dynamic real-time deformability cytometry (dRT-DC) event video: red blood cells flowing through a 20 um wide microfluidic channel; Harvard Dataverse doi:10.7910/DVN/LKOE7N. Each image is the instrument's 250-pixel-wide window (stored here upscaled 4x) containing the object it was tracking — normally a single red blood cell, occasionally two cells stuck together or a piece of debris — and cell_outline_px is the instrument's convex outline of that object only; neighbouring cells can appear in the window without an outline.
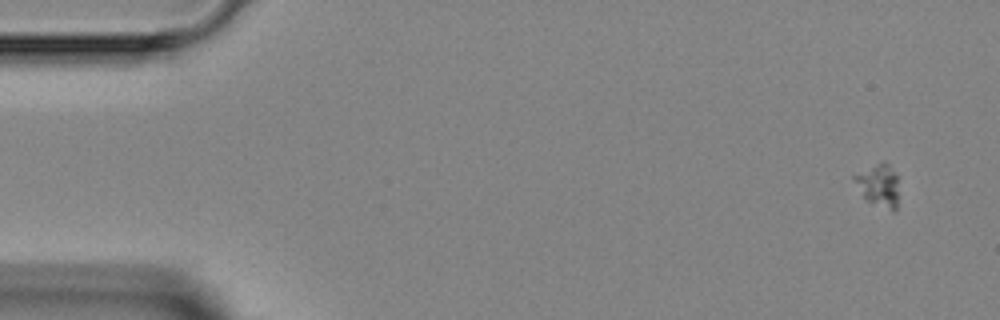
{"species": "Egyptian fruit bat (a non-hibernating species)", "species_latin": "Rousettus aegyptiacus", "temperature_condition": "room temperature", "stored_images_in_passage": 4, "camera_frame_rate_fps": 3000, "um_per_image_px": 0.085, "animal": {"sex": "female"}, "frame": {"image": 1, "passage_image": 1, "time_ms": 0.0, "image_size_px": [1000, 320], "cell_outline_px": [[896, 212], [892, 212], [868, 200], [864, 196], [852, 180], [852, 176], [884, 160], [896, 172]], "centroid_in_image_um": [74.67, 15.74], "position_along_channel_um": 10.3, "area_um2": 10.64}}
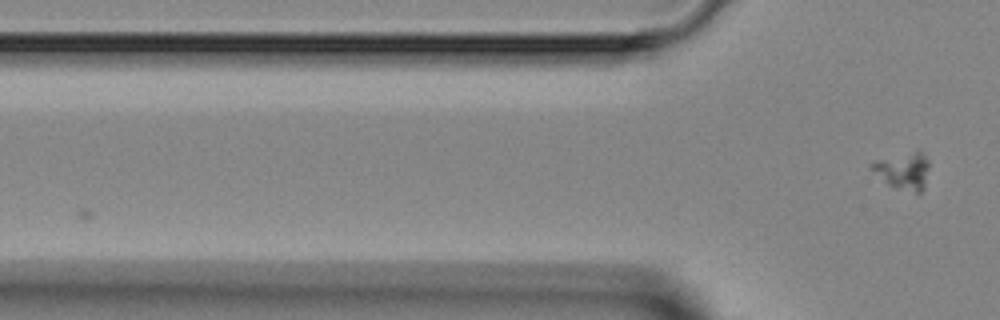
{"frame": {"image": 2, "passage_image": 4, "time_ms": 3.667, "image_size_px": [1000, 320], "cell_outline_px": [[928, 168], [924, 188], [920, 192], [916, 192], [896, 188], [888, 184], [868, 168], [868, 164], [876, 160], [916, 152], [924, 152], [928, 160]], "centroid_in_image_um": [76.75, 14.53], "position_along_channel_um": 49.0, "area_um2": 12.08}}